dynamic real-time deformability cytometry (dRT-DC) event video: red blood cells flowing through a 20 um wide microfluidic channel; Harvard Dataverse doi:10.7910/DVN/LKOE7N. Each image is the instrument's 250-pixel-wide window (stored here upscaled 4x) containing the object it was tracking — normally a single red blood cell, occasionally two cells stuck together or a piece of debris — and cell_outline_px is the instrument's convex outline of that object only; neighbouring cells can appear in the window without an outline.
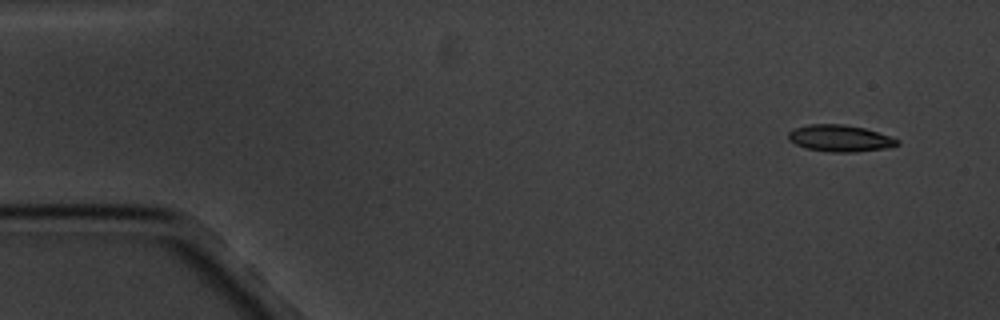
{"species": "common noctule bat (a hibernating species)", "species_latin": "Nyctalus noctula", "temperature_condition": "cold", "stored_images_in_passage": 4, "camera_frame_rate_fps": 3000, "um_per_image_px": 0.085, "animal": {"sex": "male", "body_mass_g": 20.1, "forearm_length_mm": 53.5}, "frame": {"image": 1, "passage_image": 1, "time_ms": 0.0, "image_size_px": [1000, 320], "cell_outline_px": [[900, 144], [884, 148], [856, 152], [828, 152], [808, 148], [796, 144], [788, 140], [788, 132], [792, 128], [808, 124], [844, 124], [864, 128], [900, 140]], "centroid_in_image_um": [71.35, 11.75], "position_along_channel_um": 13.6, "area_um2": 16.88}}
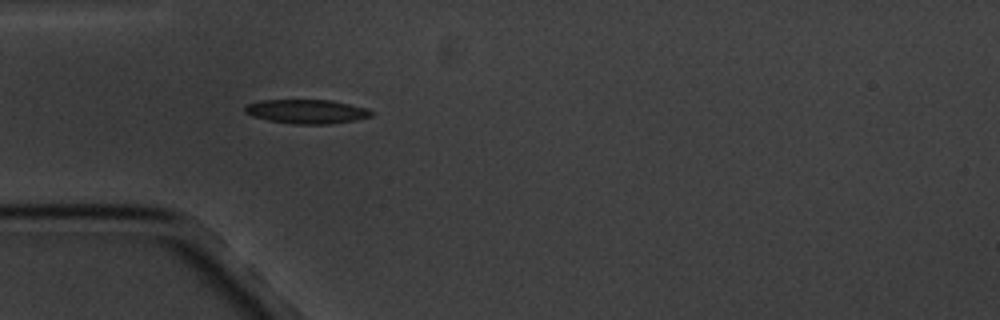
{"frame": {"image": 2, "passage_image": 4, "time_ms": 4.333, "image_size_px": [1000, 320], "cell_outline_px": [[376, 112], [372, 116], [352, 120], [328, 124], [292, 124], [268, 120], [252, 116], [244, 112], [244, 108], [248, 104], [260, 100], [332, 100], [368, 108]], "centroid_in_image_um": [26.08, 9.47], "position_along_channel_um": 58.9, "area_um2": 17.8}}